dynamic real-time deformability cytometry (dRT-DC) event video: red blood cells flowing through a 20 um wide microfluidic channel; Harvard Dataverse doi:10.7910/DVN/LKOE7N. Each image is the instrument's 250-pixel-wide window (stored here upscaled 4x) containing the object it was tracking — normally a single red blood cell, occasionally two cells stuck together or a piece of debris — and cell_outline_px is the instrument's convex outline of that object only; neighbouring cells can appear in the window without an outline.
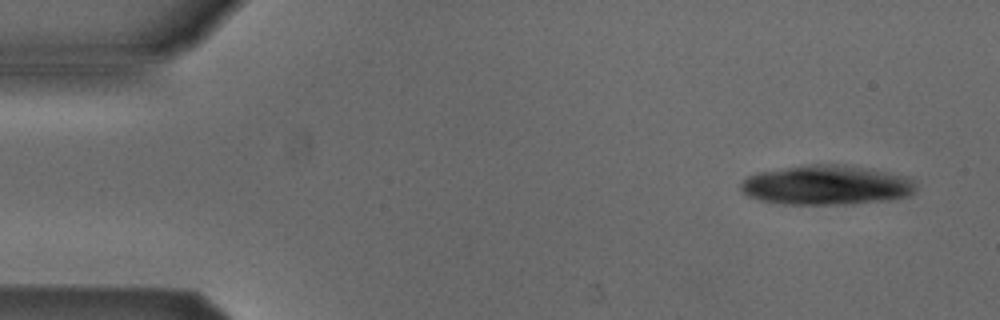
{"species": "Egyptian fruit bat (a non-hibernating species)", "species_latin": "Rousettus aegyptiacus", "temperature_condition": "cold", "stored_images_in_passage": 4, "camera_frame_rate_fps": 3000, "um_per_image_px": 0.085, "animal": {"sex": "male"}, "frame": {"image": 1, "passage_image": 1, "time_ms": 0.0, "image_size_px": [1000, 320], "cell_outline_px": [[916, 188], [908, 196], [892, 200], [852, 204], [780, 204], [760, 200], [748, 196], [740, 192], [740, 184], [748, 176], [760, 172], [812, 164], [836, 164], [908, 176], [916, 184]], "centroid_in_image_um": [70.24, 15.76], "position_along_channel_um": 14.8, "area_um2": 40.17}}